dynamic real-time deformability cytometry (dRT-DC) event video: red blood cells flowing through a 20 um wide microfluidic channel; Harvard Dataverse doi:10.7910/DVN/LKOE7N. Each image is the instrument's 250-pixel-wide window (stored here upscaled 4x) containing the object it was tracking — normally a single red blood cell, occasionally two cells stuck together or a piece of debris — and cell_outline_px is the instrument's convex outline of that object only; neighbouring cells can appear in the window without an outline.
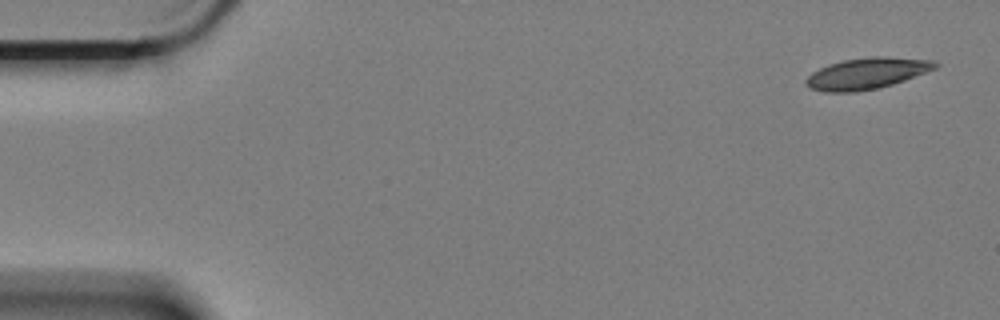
{"species": "Egyptian fruit bat (a non-hibernating species)", "species_latin": "Rousettus aegyptiacus", "temperature_condition": "cold", "stored_images_in_passage": 15, "camera_frame_rate_fps": 3000, "um_per_image_px": 0.085, "animal": {"sex": "female"}, "frame": {"image": 1, "passage_image": 1, "time_ms": 0.0, "image_size_px": [1000, 320], "cell_outline_px": [[940, 64], [936, 68], [904, 80], [892, 84], [876, 88], [856, 92], [824, 92], [808, 88], [804, 80], [812, 72], [828, 64], [844, 60], [872, 56], [888, 56], [936, 60]], "centroid_in_image_um": [73.68, 6.23], "position_along_channel_um": 11.3, "area_um2": 23.64}}
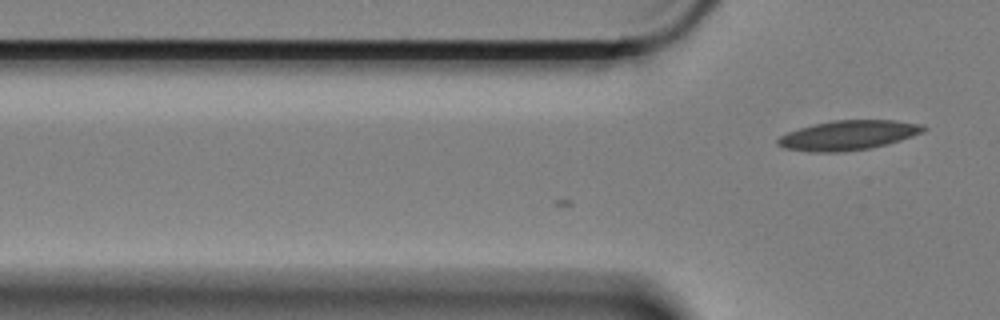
{"frame": {"image": 2, "passage_image": 15, "time_ms": 4.667, "image_size_px": [1000, 320], "cell_outline_px": [[928, 128], [924, 132], [888, 144], [872, 148], [844, 152], [812, 152], [784, 148], [776, 144], [776, 140], [780, 136], [788, 132], [812, 124], [832, 120], [892, 120], [920, 124]], "centroid_in_image_um": [72.09, 11.5], "position_along_channel_um": 53.7, "area_um2": 25.26}}